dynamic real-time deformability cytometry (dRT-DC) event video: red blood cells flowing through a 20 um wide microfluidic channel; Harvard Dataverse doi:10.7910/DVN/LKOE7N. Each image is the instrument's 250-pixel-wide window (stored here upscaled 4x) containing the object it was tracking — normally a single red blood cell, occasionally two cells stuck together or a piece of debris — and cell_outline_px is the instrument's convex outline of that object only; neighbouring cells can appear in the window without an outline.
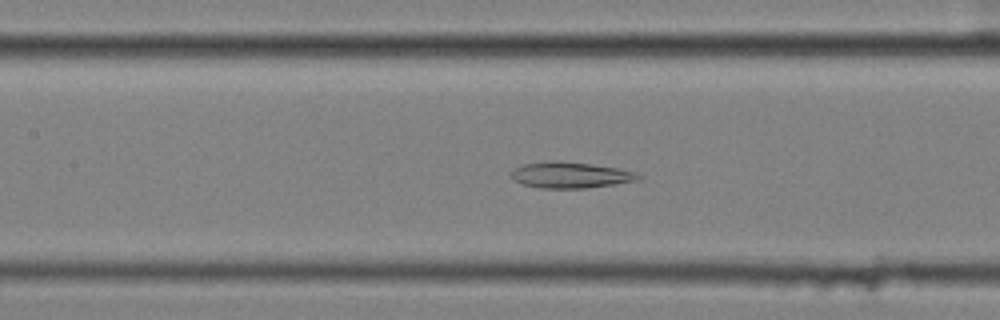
{"species": "common noctule bat (a hibernating species)", "species_latin": "Nyctalus noctula", "temperature_condition": "cold", "stored_images_in_passage": 52, "camera_frame_rate_fps": 3000, "um_per_image_px": 0.085, "animal": {"sex": "female", "body_mass_g": 25.1}, "frame": {"image": 1, "passage_image": 21, "time_ms": 6.667, "image_size_px": [1000, 320], "cell_outline_px": [[644, 176], [640, 180], [616, 184], [584, 188], [540, 188], [524, 184], [512, 180], [512, 172], [516, 168], [524, 164], [552, 160], [556, 160], [588, 164], [616, 168], [636, 172]], "centroid_in_image_um": [48.53, 14.88], "position_along_channel_um": 158.9, "area_um2": 19.19}}
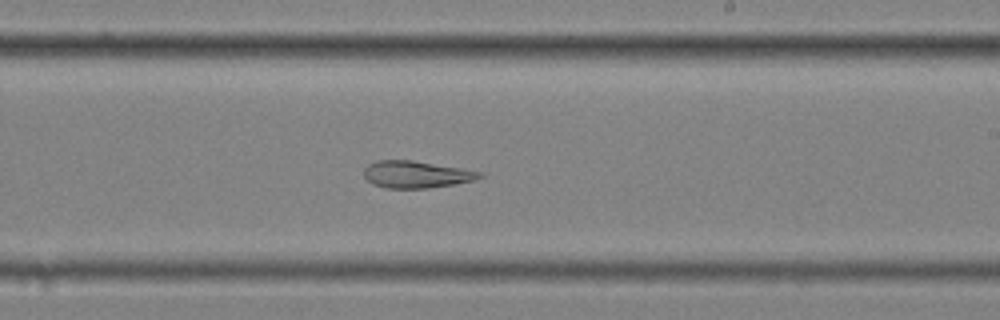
{"frame": {"image": 2, "passage_image": 29, "time_ms": 9.333, "image_size_px": [1000, 320], "cell_outline_px": [[484, 176], [472, 180], [452, 184], [428, 188], [388, 188], [372, 184], [364, 176], [364, 168], [368, 164], [376, 160], [412, 160], [484, 172]], "centroid_in_image_um": [35.35, 14.82], "position_along_channel_um": 253.7, "area_um2": 18.09}}
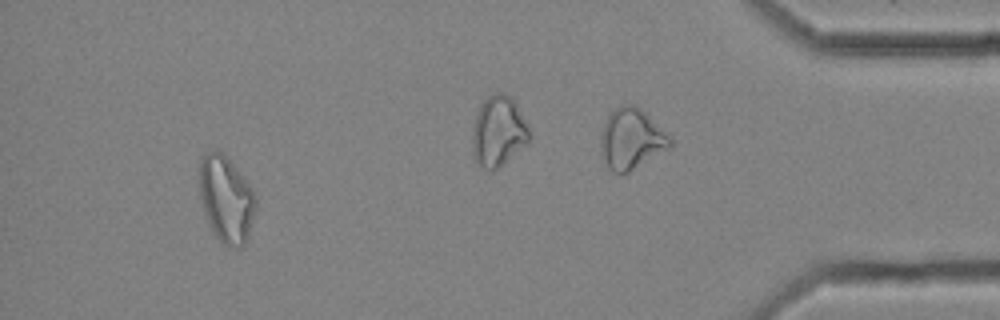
{"frame": {"image": 3, "passage_image": 48, "time_ms": 15.667, "image_size_px": [1000, 320], "cell_outline_px": [[256, 204], [248, 236], [244, 248], [232, 248], [224, 244], [216, 236], [208, 224], [204, 212], [200, 196], [200, 160], [212, 148], [216, 148], [244, 176], [252, 188], [256, 196]], "centroid_in_image_um": [19.23, 16.95], "position_along_channel_um": 416.0, "area_um2": 28.32}, "authors_computed_cell_mechanics": {"area_um2": 24.3338, "velocity_mm_per_s": 3.5571, "shape_relaxation_time_tau1_ms": null, "shape_relaxation_time_tau2_ms": 6.6522, "deformation_change_tau1": null, "deformation_change_tau2": 0.1394}}